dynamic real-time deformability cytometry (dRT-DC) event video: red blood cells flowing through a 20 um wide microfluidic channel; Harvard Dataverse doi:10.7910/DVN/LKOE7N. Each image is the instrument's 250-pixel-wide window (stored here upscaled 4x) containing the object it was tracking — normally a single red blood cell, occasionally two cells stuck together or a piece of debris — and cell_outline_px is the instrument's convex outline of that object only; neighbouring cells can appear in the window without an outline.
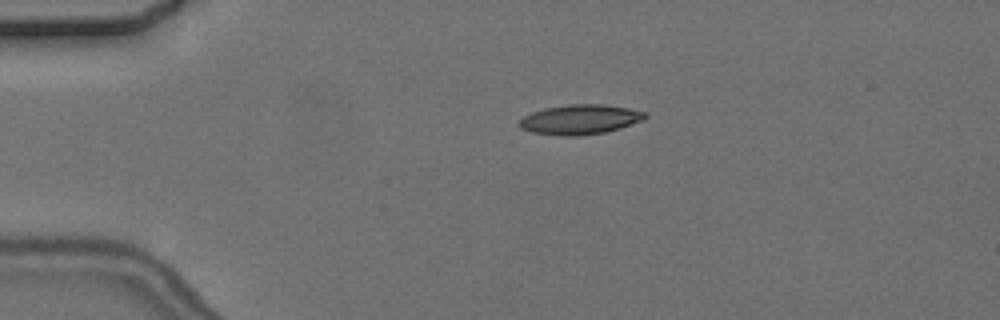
{"species": "common noctule bat (a hibernating species)", "species_latin": "Nyctalus noctula", "temperature_condition": "cold", "stored_images_in_passage": 4, "camera_frame_rate_fps": 3000, "um_per_image_px": 0.085, "animal": {"sex": "female", "body_mass_g": 24.6, "forearm_length_mm": 56.2}, "frame": {"image": 1, "passage_image": 2, "time_ms": 1.333, "image_size_px": [1000, 320], "cell_outline_px": [[648, 116], [644, 120], [620, 128], [604, 132], [576, 136], [556, 136], [532, 132], [520, 128], [516, 124], [524, 116], [532, 112], [544, 108], [572, 104], [604, 104], [628, 108], [648, 112]], "centroid_in_image_um": [49.3, 10.16], "position_along_channel_um": 35.7, "area_um2": 22.02}}
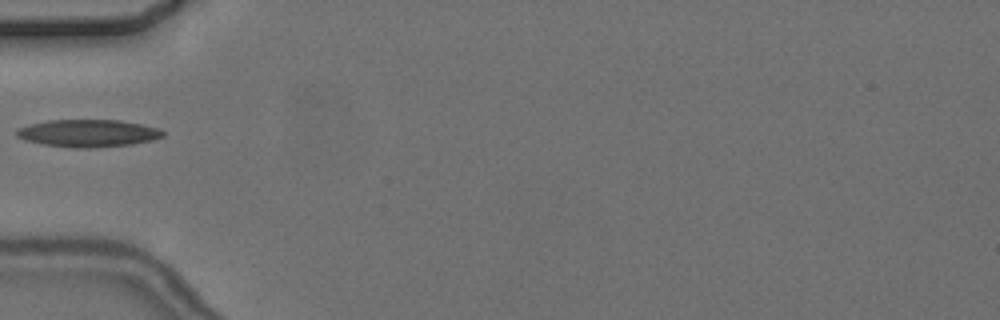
{"frame": {"image": 2, "passage_image": 4, "time_ms": 3.667, "image_size_px": [1000, 320], "cell_outline_px": [[164, 136], [152, 140], [132, 144], [92, 148], [72, 148], [44, 144], [24, 140], [16, 136], [16, 128], [48, 120], [120, 120], [160, 128], [164, 132]], "centroid_in_image_um": [7.49, 11.32], "position_along_channel_um": 77.5, "area_um2": 23.41}}